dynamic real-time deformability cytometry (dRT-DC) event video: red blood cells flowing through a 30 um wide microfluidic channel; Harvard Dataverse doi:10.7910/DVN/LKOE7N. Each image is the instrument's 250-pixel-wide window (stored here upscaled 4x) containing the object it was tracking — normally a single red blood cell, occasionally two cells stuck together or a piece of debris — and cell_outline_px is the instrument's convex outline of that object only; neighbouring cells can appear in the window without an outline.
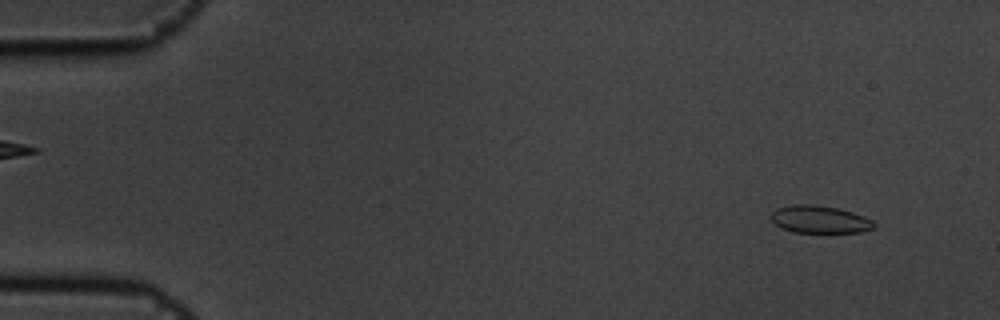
{"species": "common noctule bat (a hibernating species)", "species_latin": "Nyctalus noctula", "temperature_condition": "cold", "stored_images_in_passage": 8, "camera_frame_rate_fps": 3000, "um_per_image_px": 0.085, "animal": {"sex": "male", "body_mass_g": 19.5, "forearm_length_mm": 54.6}, "frame": {"image": 1, "passage_image": 1, "time_ms": 0.0, "image_size_px": [1000, 320], "cell_outline_px": [[876, 224], [872, 228], [860, 232], [792, 232], [780, 228], [768, 216], [776, 208], [792, 204], [816, 204], [836, 208], [852, 212], [864, 216], [872, 220]], "centroid_in_image_um": [69.62, 18.64], "position_along_channel_um": 15.4, "area_um2": 16.59}}
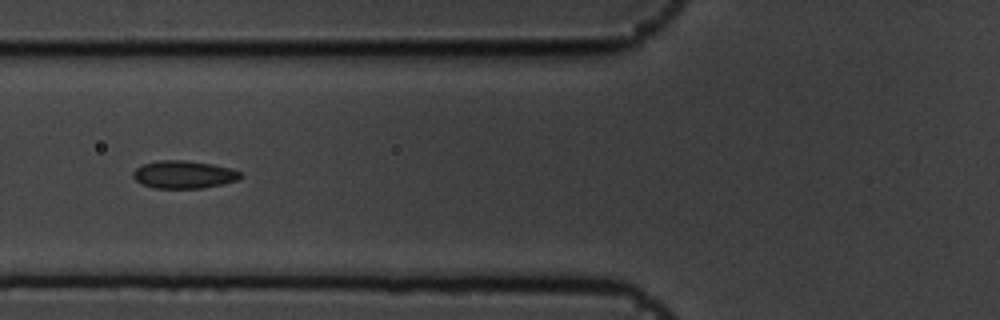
{"frame": {"image": 2, "passage_image": 6, "time_ms": 1.667, "image_size_px": [1000, 320], "cell_outline_px": [[244, 176], [236, 180], [220, 184], [200, 188], [156, 188], [144, 184], [136, 180], [132, 176], [132, 172], [136, 168], [144, 164], [160, 160], [184, 160], [212, 164], [228, 168], [240, 172]], "centroid_in_image_um": [15.6, 14.83], "position_along_channel_um": 110.2, "area_um2": 17.05}}
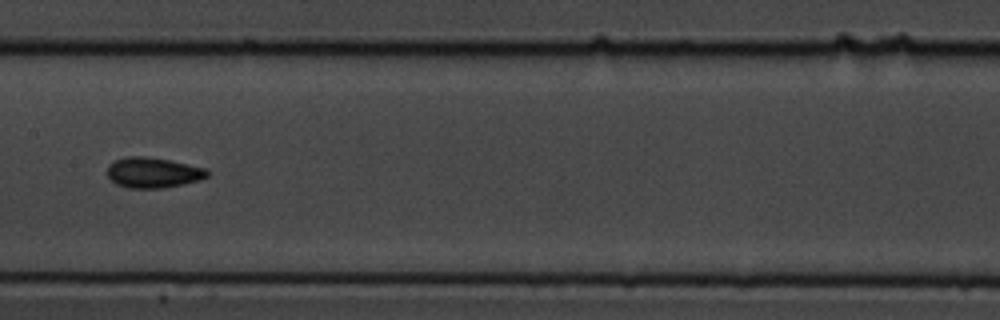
{"frame": {"image": 3, "passage_image": 8, "time_ms": 2.333, "image_size_px": [1000, 320], "cell_outline_px": [[208, 176], [200, 180], [184, 184], [164, 188], [128, 188], [116, 184], [108, 176], [108, 164], [116, 160], [128, 156], [144, 156], [168, 160], [208, 168]], "centroid_in_image_um": [13.03, 14.68], "position_along_channel_um": 194.4, "area_um2": 17.74}}